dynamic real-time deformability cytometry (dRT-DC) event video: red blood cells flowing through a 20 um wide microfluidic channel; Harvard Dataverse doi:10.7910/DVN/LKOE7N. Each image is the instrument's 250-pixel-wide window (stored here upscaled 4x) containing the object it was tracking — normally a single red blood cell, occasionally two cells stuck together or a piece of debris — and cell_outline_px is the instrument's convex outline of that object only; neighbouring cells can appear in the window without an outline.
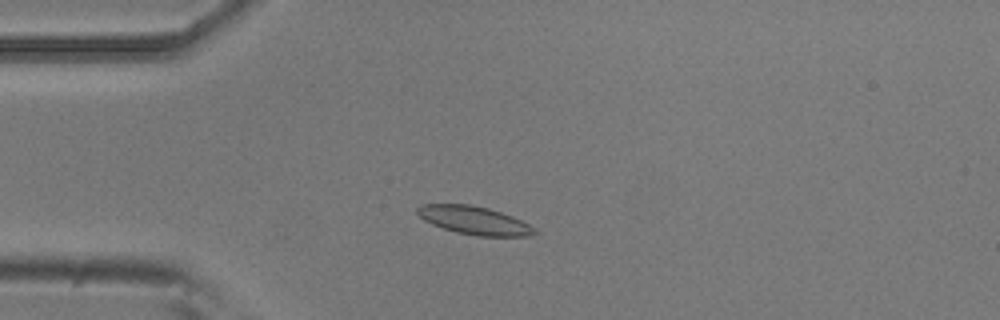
{"species": "common noctule bat (a hibernating species)", "species_latin": "Nyctalus noctula", "temperature_condition": "room temperature", "stored_images_in_passage": 53, "camera_frame_rate_fps": 3000, "um_per_image_px": 0.085, "animal": {"sex": "male", "body_mass_g": 20.5, "forearm_length_mm": 52.5}, "frame": {"image": 1, "passage_image": 13, "time_ms": 4.0, "image_size_px": [1000, 320], "cell_outline_px": [[536, 232], [528, 236], [480, 236], [456, 232], [432, 224], [424, 220], [416, 212], [416, 208], [420, 204], [468, 204], [488, 208], [512, 216], [536, 228]], "centroid_in_image_um": [40.28, 18.72], "position_along_channel_um": 44.7, "area_um2": 19.07}}
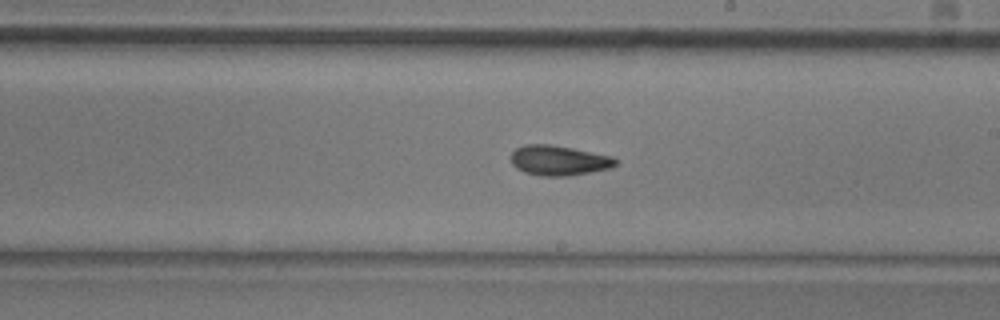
{"frame": {"image": 2, "passage_image": 30, "time_ms": 9.667, "image_size_px": [1000, 320], "cell_outline_px": [[620, 164], [612, 168], [568, 176], [540, 176], [524, 172], [516, 168], [512, 164], [512, 152], [516, 148], [524, 144], [548, 144], [572, 148], [612, 156], [620, 160]], "centroid_in_image_um": [47.55, 13.64], "position_along_channel_um": 241.5, "area_um2": 18.5}}
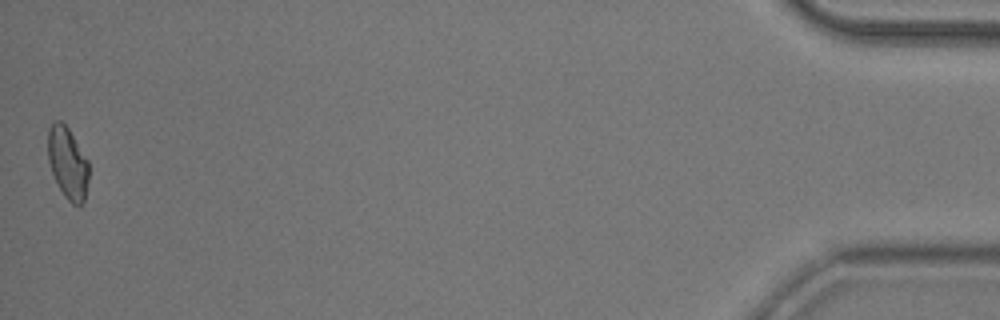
{"frame": {"image": 3, "passage_image": 53, "time_ms": 17.333, "image_size_px": [1000, 320], "cell_outline_px": [[88, 180], [84, 200], [80, 208], [72, 204], [64, 196], [52, 172], [48, 160], [48, 128], [56, 120], [60, 120], [68, 128], [88, 160]], "centroid_in_image_um": [5.76, 13.87], "position_along_channel_um": 429.4, "area_um2": 16.99}, "authors_computed_cell_mechanics": {"area_um2": 18.0336, "velocity_mm_per_s": 3.6916, "shape_relaxation_time_tau1_ms": null, "shape_relaxation_time_tau2_ms": 2.3563, "deformation_change_tau1": null, "deformation_change_tau2": 0.0717}}